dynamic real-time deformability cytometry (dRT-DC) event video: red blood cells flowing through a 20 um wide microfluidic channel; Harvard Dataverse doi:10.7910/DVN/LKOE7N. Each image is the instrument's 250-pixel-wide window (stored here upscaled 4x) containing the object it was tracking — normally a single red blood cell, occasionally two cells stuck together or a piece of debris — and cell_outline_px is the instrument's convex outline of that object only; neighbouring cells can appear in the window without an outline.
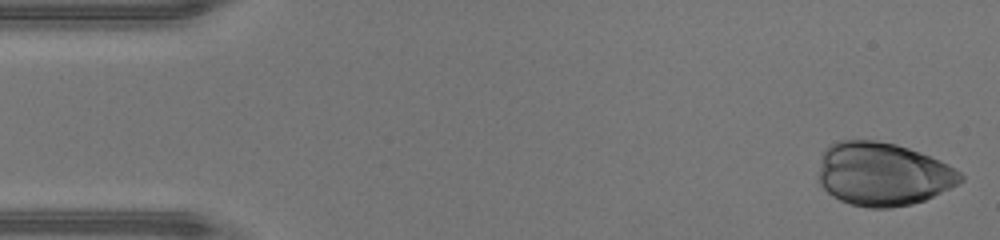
{"species": "human", "species_latin": "Homo sapiens", "temperature_condition": "warm", "stored_images_in_passage": 36, "camera_frame_rate_fps": 3000, "um_per_image_px": 0.085, "donor": {"sex": "male"}, "frame": {"image": 1, "passage_image": 1, "time_ms": 0.0, "image_size_px": [1000, 240], "cell_outline_px": [[964, 180], [924, 200], [912, 204], [892, 208], [868, 208], [852, 204], [840, 200], [832, 196], [820, 184], [816, 176], [824, 148], [828, 144], [836, 140], [876, 140], [896, 144], [920, 152], [940, 160], [948, 164], [960, 172], [964, 176]], "centroid_in_image_um": [74.99, 14.78], "position_along_channel_um": 10.0, "area_um2": 52.77}}
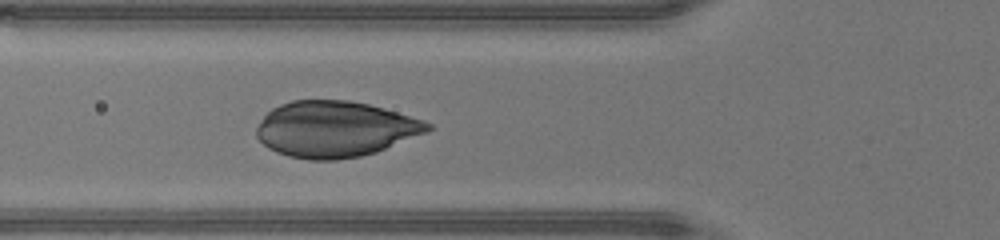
{"frame": {"image": 2, "passage_image": 16, "time_ms": 5.0, "image_size_px": [1000, 240], "cell_outline_px": [[432, 128], [428, 132], [376, 152], [360, 156], [336, 160], [308, 160], [288, 156], [276, 152], [268, 148], [256, 136], [256, 128], [264, 116], [272, 108], [280, 104], [292, 100], [348, 100], [368, 104], [384, 108], [424, 120], [432, 124]], "centroid_in_image_um": [28.48, 10.98], "position_along_channel_um": 97.3, "area_um2": 55.89}}
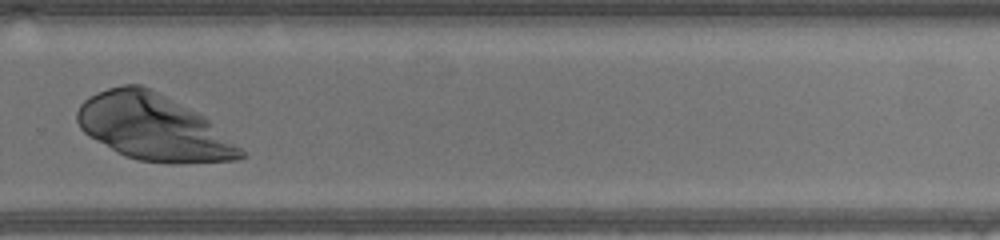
{"frame": {"image": 3, "passage_image": 31, "time_ms": 10.0, "image_size_px": [1000, 240], "cell_outline_px": [[248, 156], [236, 160], [180, 164], [168, 164], [140, 160], [128, 156], [88, 136], [80, 128], [76, 120], [76, 112], [80, 104], [84, 100], [108, 88], [124, 84], [140, 84], [152, 88], [204, 116], [248, 152]], "centroid_in_image_um": [13.09, 10.84], "position_along_channel_um": 316.7, "area_um2": 62.94}}